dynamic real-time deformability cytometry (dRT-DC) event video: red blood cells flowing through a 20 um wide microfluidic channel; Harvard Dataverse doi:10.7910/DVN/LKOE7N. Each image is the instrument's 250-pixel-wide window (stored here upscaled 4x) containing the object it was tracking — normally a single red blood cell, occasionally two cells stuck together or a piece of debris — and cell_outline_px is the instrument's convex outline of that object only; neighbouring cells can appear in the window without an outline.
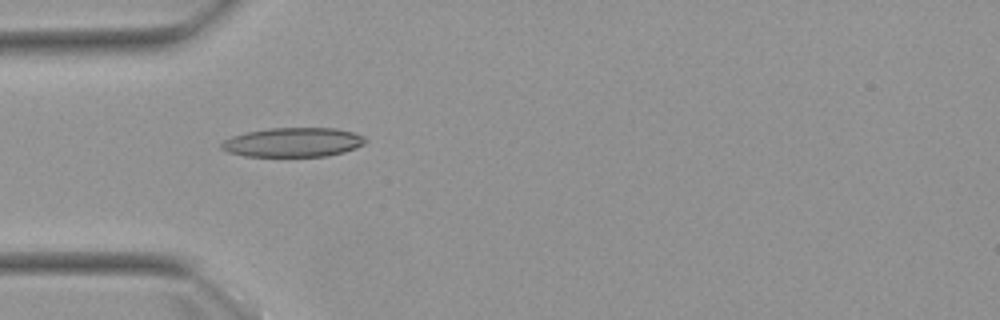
{"species": "Egyptian fruit bat (a non-hibernating species)", "species_latin": "Rousettus aegyptiacus", "temperature_condition": "warm", "stored_images_in_passage": 4, "camera_frame_rate_fps": 3000, "um_per_image_px": 0.085, "animal": {"sex": "female"}, "frame": {"image": 1, "passage_image": 3, "time_ms": 2.333, "image_size_px": [1000, 320], "cell_outline_px": [[368, 140], [364, 144], [356, 148], [344, 152], [328, 156], [244, 156], [228, 152], [220, 148], [220, 144], [224, 140], [232, 136], [248, 132], [268, 128], [336, 128], [352, 132], [364, 136]], "centroid_in_image_um": [24.93, 12.09], "position_along_channel_um": 60.1, "area_um2": 24.62}}